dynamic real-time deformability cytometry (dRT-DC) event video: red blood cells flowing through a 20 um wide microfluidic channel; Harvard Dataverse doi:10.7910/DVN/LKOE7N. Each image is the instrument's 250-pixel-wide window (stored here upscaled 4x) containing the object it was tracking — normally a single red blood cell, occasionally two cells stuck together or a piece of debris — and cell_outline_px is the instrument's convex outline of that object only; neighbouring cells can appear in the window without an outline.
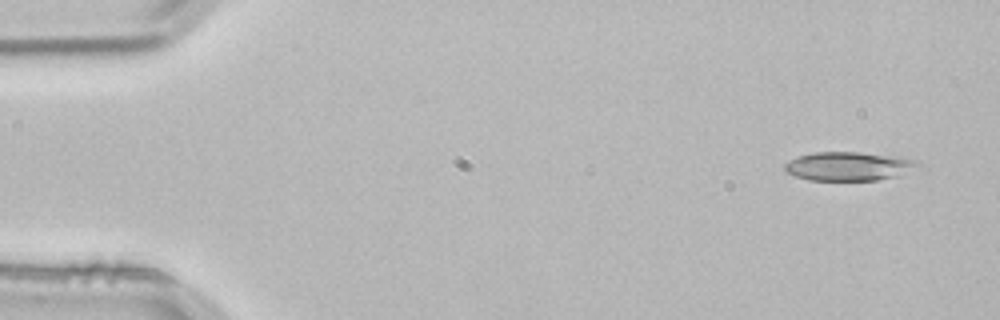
{"species": "common noctule bat (a hibernating species)", "species_latin": "Nyctalus noctula", "temperature_condition": "room temperature", "stored_images_in_passage": 4, "camera_frame_rate_fps": 3000, "um_per_image_px": 0.085, "animal": {"sex": "male", "body_mass_g": 21.5, "forearm_length_mm": 52.0}, "frame": {"image": 1, "passage_image": 1, "time_ms": 0.0, "image_size_px": [1000, 320], "cell_outline_px": [[924, 164], [892, 176], [876, 180], [808, 180], [796, 176], [788, 172], [784, 168], [784, 164], [788, 160], [812, 152], [860, 152], [900, 156], [920, 160]], "centroid_in_image_um": [72.14, 14.11], "position_along_channel_um": 12.9, "area_um2": 22.25}}
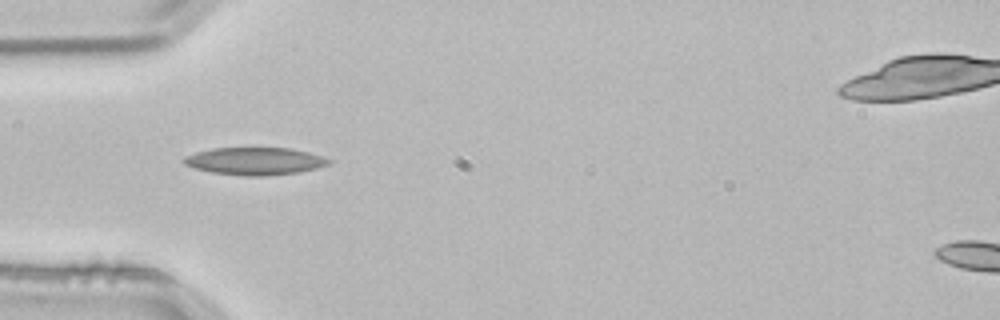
{"frame": {"image": 2, "passage_image": 4, "time_ms": 1.0, "image_size_px": [1000, 320], "cell_outline_px": [[332, 160], [328, 164], [316, 168], [300, 172], [268, 176], [244, 176], [212, 172], [192, 168], [184, 164], [180, 160], [184, 156], [196, 152], [212, 148], [292, 148], [324, 156]], "centroid_in_image_um": [21.64, 13.7], "position_along_channel_um": 63.4, "area_um2": 23.47}}